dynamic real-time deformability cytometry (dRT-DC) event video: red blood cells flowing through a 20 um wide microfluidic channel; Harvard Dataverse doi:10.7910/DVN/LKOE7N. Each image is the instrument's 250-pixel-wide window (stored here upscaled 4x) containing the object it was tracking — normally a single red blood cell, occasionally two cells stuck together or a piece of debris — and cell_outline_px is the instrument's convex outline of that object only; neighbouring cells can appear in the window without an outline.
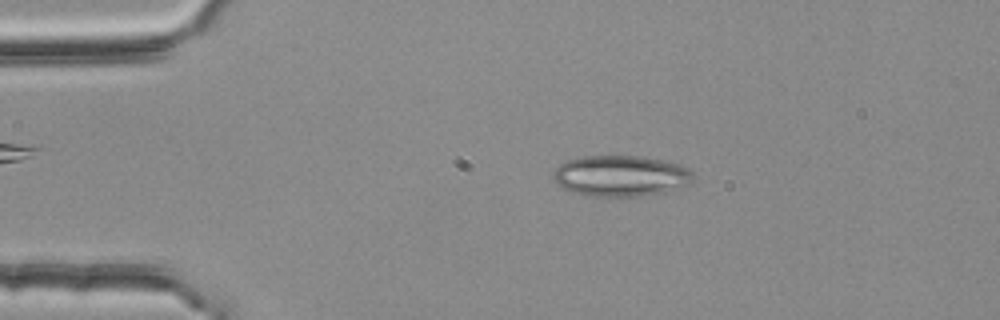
{"species": "common noctule bat (a hibernating species)", "species_latin": "Nyctalus noctula", "temperature_condition": "room temperature", "stored_images_in_passage": 46, "camera_frame_rate_fps": 3000, "um_per_image_px": 0.085, "animal": {"sex": "female", "body_mass_g": 25.1}, "frame": {"image": 1, "passage_image": 10, "time_ms": 3.0, "image_size_px": [1000, 320], "cell_outline_px": [[692, 184], [664, 192], [640, 196], [584, 196], [572, 192], [556, 184], [552, 180], [552, 172], [560, 164], [568, 160], [580, 156], [644, 156], [664, 160], [680, 164], [688, 168], [692, 172]], "centroid_in_image_um": [52.74, 14.95], "position_along_channel_um": 32.3, "area_um2": 33.81}}
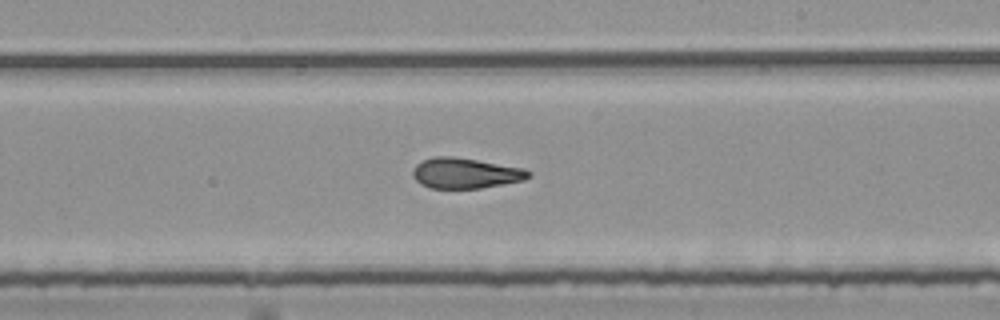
{"frame": {"image": 2, "passage_image": 31, "time_ms": 10.0, "image_size_px": [1000, 320], "cell_outline_px": [[532, 176], [524, 180], [504, 184], [480, 188], [432, 188], [420, 184], [412, 176], [412, 168], [420, 160], [436, 156], [452, 156], [524, 168], [532, 172]], "centroid_in_image_um": [39.55, 14.71], "position_along_channel_um": 249.5, "area_um2": 20.69}}
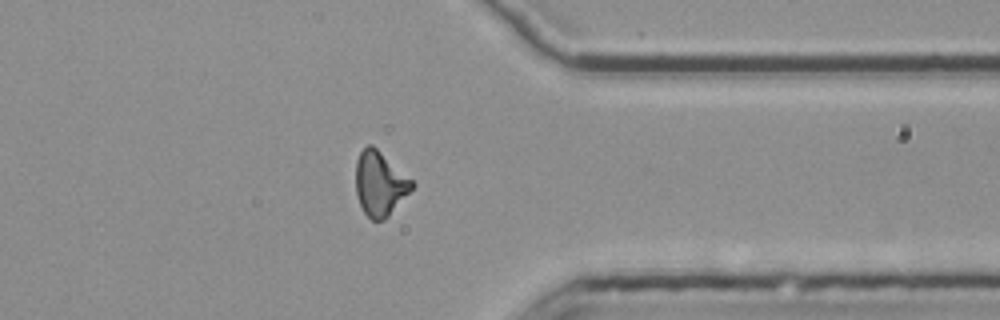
{"frame": {"image": 3, "passage_image": 42, "time_ms": 13.667, "image_size_px": [1000, 320], "cell_outline_px": [[416, 184], [388, 216], [384, 220], [372, 220], [364, 212], [360, 204], [356, 192], [356, 160], [360, 152], [368, 144], [372, 144], [412, 180]], "centroid_in_image_um": [32.28, 15.6], "position_along_channel_um": 379.1, "area_um2": 20.75}, "authors_computed_cell_mechanics": {"area_um2": 21.4149, "velocity_mm_per_s": 3.7808, "shape_relaxation_time_tau1_ms": null, "shape_relaxation_time_tau2_ms": 2.985, "deformation_change_tau1": null, "deformation_change_tau2": 0.1105}}